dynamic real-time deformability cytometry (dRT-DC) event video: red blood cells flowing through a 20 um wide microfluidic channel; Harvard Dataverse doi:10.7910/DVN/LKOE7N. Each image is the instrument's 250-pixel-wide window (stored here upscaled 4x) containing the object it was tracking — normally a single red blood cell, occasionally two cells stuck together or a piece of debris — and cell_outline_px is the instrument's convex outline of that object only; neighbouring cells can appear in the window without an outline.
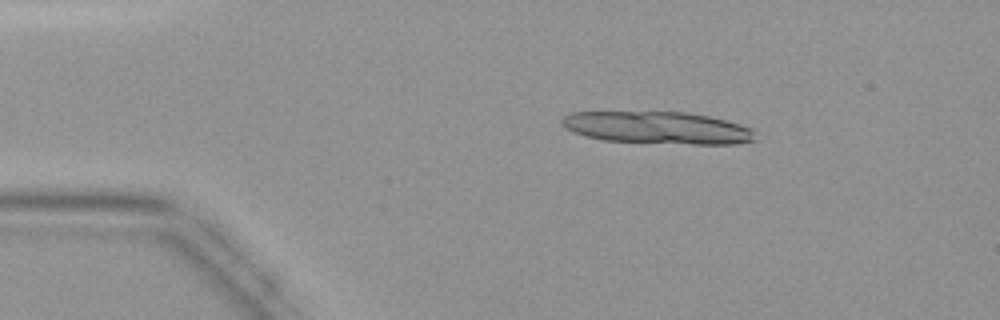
{"species": "common noctule bat (a hibernating species)", "species_latin": "Nyctalus noctula", "temperature_condition": "warm", "stored_images_in_passage": 43, "segment_of_instrument_passage": [1, 2], "camera_frame_rate_fps": 3000, "um_per_image_px": 0.085, "animal": {"sex": "female", "body_mass_g": 19.9}, "frame": {"image": 1, "passage_image": 7, "time_ms": 2.0, "image_size_px": [1000, 320], "cell_outline_px": [[756, 140], [736, 144], [692, 144], [604, 140], [584, 136], [572, 132], [560, 120], [564, 116], [572, 112], [688, 112], [708, 116], [740, 124], [752, 128], [756, 132]], "centroid_in_image_um": [55.94, 10.86], "position_along_channel_um": 29.1, "area_um2": 36.3}}